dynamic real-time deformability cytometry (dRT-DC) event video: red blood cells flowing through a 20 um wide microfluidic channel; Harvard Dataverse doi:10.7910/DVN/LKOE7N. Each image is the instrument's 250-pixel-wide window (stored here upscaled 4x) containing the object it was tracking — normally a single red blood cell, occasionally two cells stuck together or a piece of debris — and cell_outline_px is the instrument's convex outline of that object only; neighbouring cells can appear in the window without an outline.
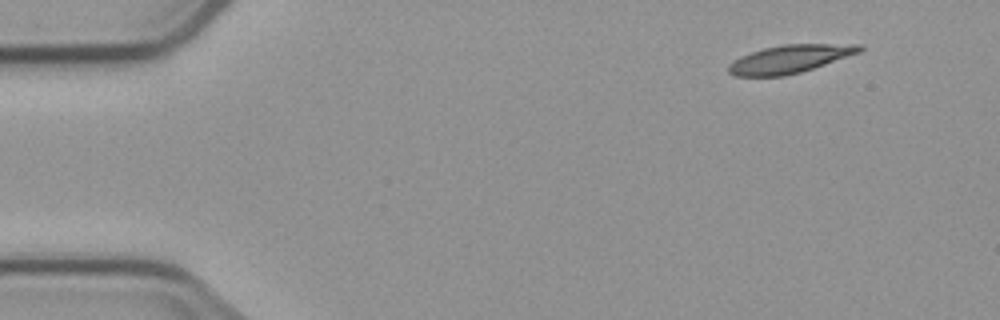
{"species": "common noctule bat (a hibernating species)", "species_latin": "Nyctalus noctula", "temperature_condition": "cold", "stored_images_in_passage": 4, "camera_frame_rate_fps": 3000, "um_per_image_px": 0.085, "animal": {"sex": "male", "body_mass_g": 23.1, "forearm_length_mm": 52.7}, "frame": {"image": 1, "passage_image": 1, "time_ms": 0.0, "image_size_px": [1000, 320], "cell_outline_px": [[864, 48], [860, 52], [800, 72], [784, 76], [736, 76], [728, 72], [728, 64], [740, 56], [764, 48], [784, 44], [864, 44]], "centroid_in_image_um": [67.12, 5.01], "position_along_channel_um": 17.9, "area_um2": 21.21}}
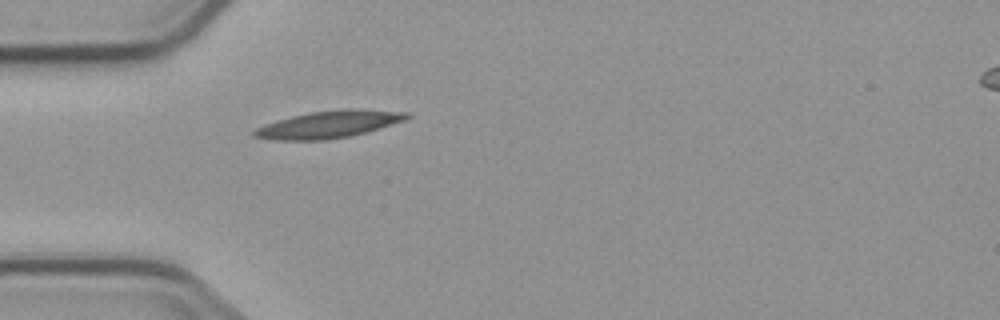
{"frame": {"image": 2, "passage_image": 4, "time_ms": 3.667, "image_size_px": [1000, 320], "cell_outline_px": [[412, 116], [404, 120], [364, 132], [348, 136], [324, 140], [272, 140], [252, 136], [252, 132], [256, 128], [264, 124], [276, 120], [308, 112], [340, 108], [352, 108], [412, 112]], "centroid_in_image_um": [27.93, 10.55], "position_along_channel_um": 57.1, "area_um2": 24.28}}